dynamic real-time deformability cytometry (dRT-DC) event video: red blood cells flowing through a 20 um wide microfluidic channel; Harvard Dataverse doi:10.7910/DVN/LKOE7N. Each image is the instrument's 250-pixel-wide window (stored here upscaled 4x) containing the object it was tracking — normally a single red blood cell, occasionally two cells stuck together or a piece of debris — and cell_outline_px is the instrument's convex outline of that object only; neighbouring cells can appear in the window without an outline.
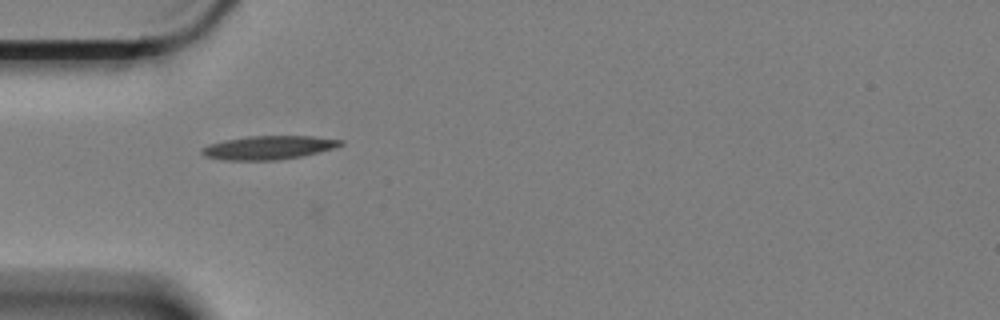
{"species": "Egyptian fruit bat (a non-hibernating species)", "species_latin": "Rousettus aegyptiacus", "temperature_condition": "cold", "stored_images_in_passage": 33, "camera_frame_rate_fps": 3000, "um_per_image_px": 0.085, "animal": {"sex": "female"}, "frame": {"image": 1, "passage_image": 1, "time_ms": 0.0, "image_size_px": [1000, 320], "cell_outline_px": [[344, 144], [332, 148], [300, 156], [276, 160], [228, 160], [204, 156], [200, 152], [208, 144], [224, 140], [248, 136], [312, 136], [344, 140]], "centroid_in_image_um": [22.81, 12.53], "position_along_channel_um": 62.2, "area_um2": 18.84}}
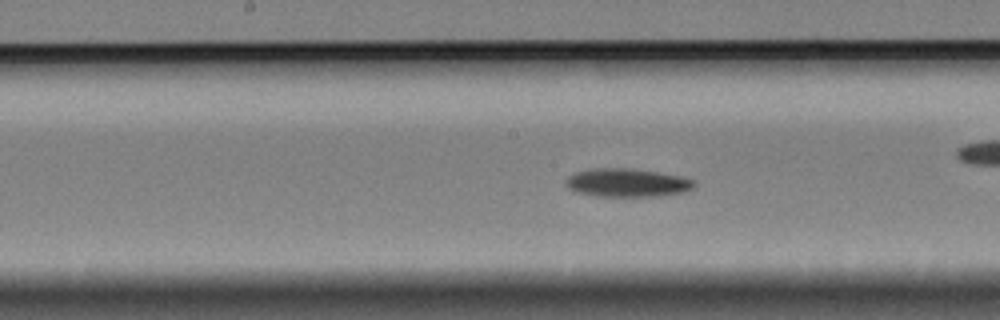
{"frame": {"image": 2, "passage_image": 10, "time_ms": 3.0, "image_size_px": [1000, 320], "cell_outline_px": [[696, 184], [692, 188], [684, 192], [660, 196], [596, 196], [576, 192], [568, 188], [564, 180], [568, 176], [576, 172], [592, 168], [628, 168], [656, 172], [680, 176], [696, 180]], "centroid_in_image_um": [53.3, 15.53], "position_along_channel_um": 194.9, "area_um2": 21.27}}
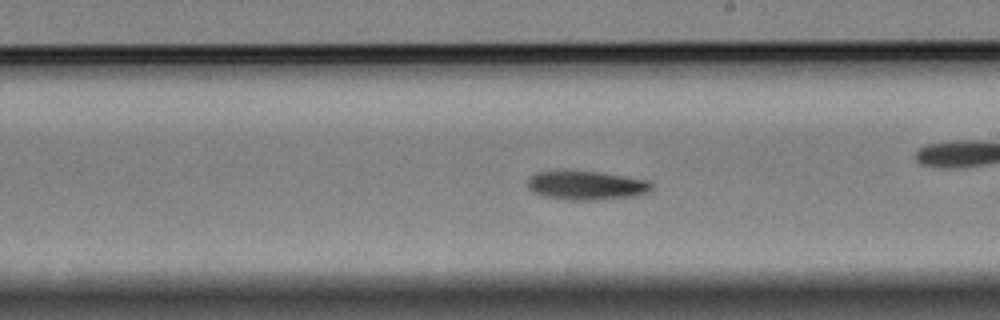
{"frame": {"image": 3, "passage_image": 14, "time_ms": 4.333, "image_size_px": [1000, 320], "cell_outline_px": [[652, 188], [648, 192], [636, 196], [600, 200], [568, 200], [544, 196], [532, 192], [528, 188], [528, 180], [536, 172], [596, 172], [624, 176], [648, 180], [652, 184]], "centroid_in_image_um": [49.87, 15.79], "position_along_channel_um": 239.1, "area_um2": 20.63}, "authors_computed_cell_mechanics": {"area_um2": 20.519, "velocity_mm_per_s": 3.3399, "shape_relaxation_time_tau1_ms": null, "shape_relaxation_time_tau2_ms": 10.8187, "deformation_change_tau1": null, "deformation_change_tau2": 0.1245}}